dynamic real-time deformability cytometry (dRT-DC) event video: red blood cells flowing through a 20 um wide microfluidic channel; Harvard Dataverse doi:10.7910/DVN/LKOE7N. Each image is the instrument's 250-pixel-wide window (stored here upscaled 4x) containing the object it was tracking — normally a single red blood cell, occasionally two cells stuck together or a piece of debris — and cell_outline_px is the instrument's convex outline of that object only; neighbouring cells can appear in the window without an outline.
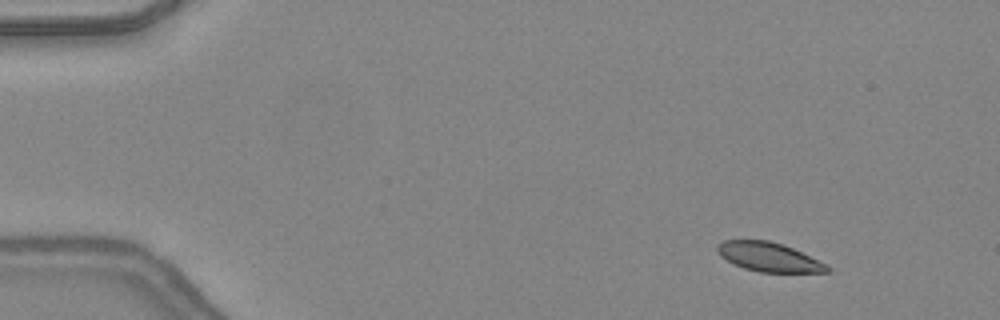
{"species": "common noctule bat (a hibernating species)", "species_latin": "Nyctalus noctula", "temperature_condition": "warm", "stored_images_in_passage": 48, "camera_frame_rate_fps": 3000, "um_per_image_px": 0.085, "animal": {"sex": "female", "body_mass_g": 24.6, "forearm_length_mm": 56.2}, "frame": {"image": 1, "passage_image": 6, "time_ms": 1.667, "image_size_px": [1000, 320], "cell_outline_px": [[828, 272], [760, 272], [744, 268], [732, 264], [720, 256], [716, 252], [716, 244], [724, 240], [768, 240], [784, 244], [828, 264]], "centroid_in_image_um": [65.3, 21.83], "position_along_channel_um": 19.7, "area_um2": 18.79}}
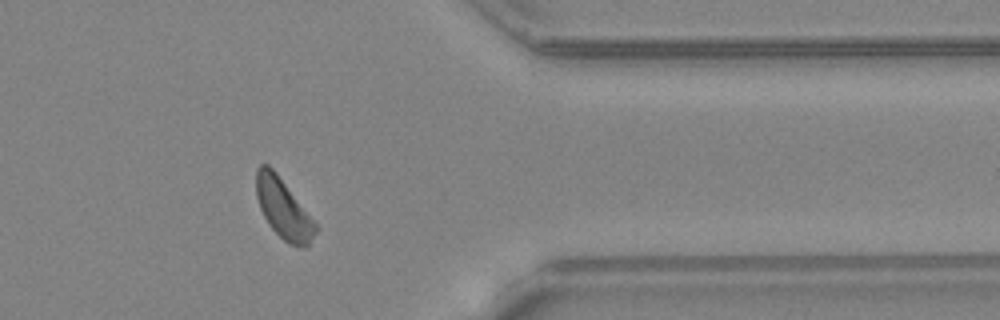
{"frame": {"image": 2, "passage_image": 40, "time_ms": 13.0, "image_size_px": [1000, 320], "cell_outline_px": [[320, 228], [308, 244], [304, 248], [300, 248], [288, 244], [268, 224], [260, 208], [256, 196], [256, 168], [260, 164], [268, 164], [276, 172]], "centroid_in_image_um": [24.09, 17.75], "position_along_channel_um": 387.3, "area_um2": 20.63}}
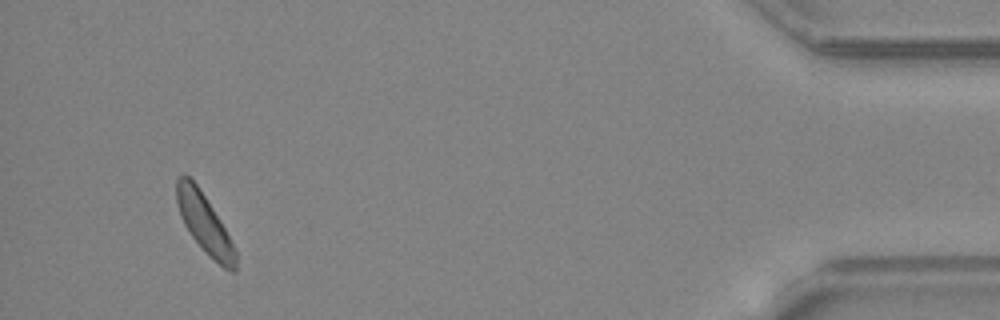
{"frame": {"image": 3, "passage_image": 46, "time_ms": 15.0, "image_size_px": [1000, 320], "cell_outline_px": [[236, 272], [232, 272], [224, 268], [192, 236], [184, 224], [180, 216], [176, 204], [176, 176], [184, 172], [196, 184], [220, 220], [236, 252]], "centroid_in_image_um": [17.33, 18.91], "position_along_channel_um": 417.9, "area_um2": 19.65}, "authors_computed_cell_mechanics": {"area_um2": 20.5479, "velocity_mm_per_s": 4.333, "shape_relaxation_time_tau1_ms": 2.494, "shape_relaxation_time_tau2_ms": null, "deformation_change_tau1": 0.0657, "deformation_change_tau2": null}}